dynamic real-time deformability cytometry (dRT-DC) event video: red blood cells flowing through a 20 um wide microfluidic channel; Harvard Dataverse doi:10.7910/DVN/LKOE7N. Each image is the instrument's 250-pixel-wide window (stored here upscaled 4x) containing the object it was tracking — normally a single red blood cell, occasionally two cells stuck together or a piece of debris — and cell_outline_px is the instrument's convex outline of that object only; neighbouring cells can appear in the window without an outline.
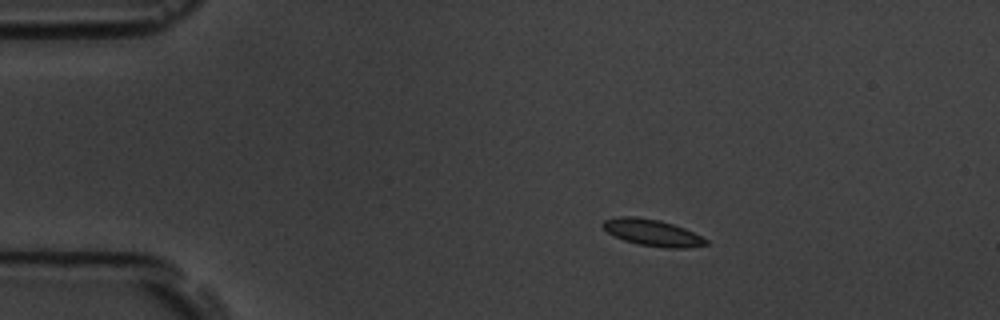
{"species": "common noctule bat (a hibernating species)", "species_latin": "Nyctalus noctula", "temperature_condition": "room temperature", "stored_images_in_passage": 4, "camera_frame_rate_fps": 3000, "um_per_image_px": 0.085, "animal": {"sex": "male", "body_mass_g": 19.5, "forearm_length_mm": 54.6}, "frame": {"image": 1, "passage_image": 2, "time_ms": 2.0, "image_size_px": [1000, 320], "cell_outline_px": [[708, 244], [688, 248], [668, 248], [640, 244], [624, 240], [608, 232], [600, 224], [604, 220], [620, 216], [636, 216], [660, 220], [684, 228], [708, 240]], "centroid_in_image_um": [55.45, 19.76], "position_along_channel_um": 29.6, "area_um2": 15.78}}